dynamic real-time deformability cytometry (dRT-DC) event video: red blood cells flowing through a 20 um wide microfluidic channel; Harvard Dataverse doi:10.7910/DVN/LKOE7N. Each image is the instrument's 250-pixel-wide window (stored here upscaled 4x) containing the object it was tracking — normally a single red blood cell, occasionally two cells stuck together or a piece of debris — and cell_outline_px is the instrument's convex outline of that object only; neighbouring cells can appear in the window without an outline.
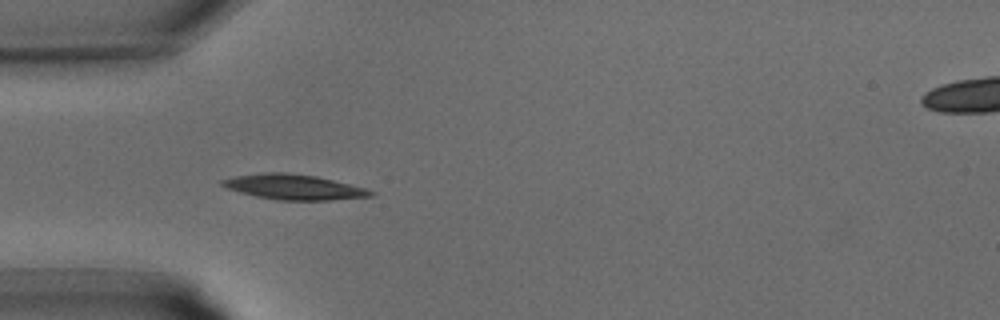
{"species": "common noctule bat (a hibernating species)", "species_latin": "Nyctalus noctula", "temperature_condition": "warm", "stored_images_in_passage": 32, "camera_frame_rate_fps": 3000, "um_per_image_px": 0.085, "animal": {"sex": "male", "body_mass_g": 15.6}, "frame": {"image": 1, "passage_image": 9, "time_ms": 2.667, "image_size_px": [1000, 320], "cell_outline_px": [[376, 192], [372, 196], [328, 200], [276, 200], [256, 196], [240, 192], [228, 188], [220, 184], [220, 180], [236, 176], [260, 172], [288, 172], [316, 176], [364, 188]], "centroid_in_image_um": [24.94, 15.89], "position_along_channel_um": 60.1, "area_um2": 21.62}}
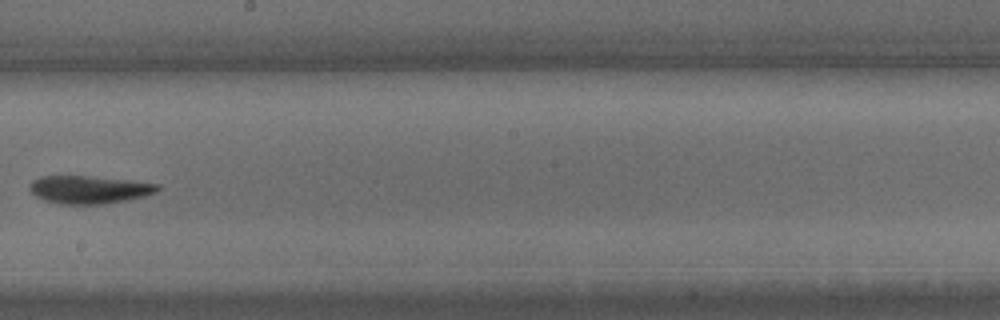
{"frame": {"image": 2, "passage_image": 18, "time_ms": 5.667, "image_size_px": [1000, 320], "cell_outline_px": [[160, 188], [156, 192], [144, 196], [128, 200], [104, 204], [60, 204], [44, 200], [36, 196], [28, 188], [32, 180], [40, 176], [88, 176], [128, 180], [160, 184]], "centroid_in_image_um": [7.57, 16.12], "position_along_channel_um": 240.6, "area_um2": 20.81}}
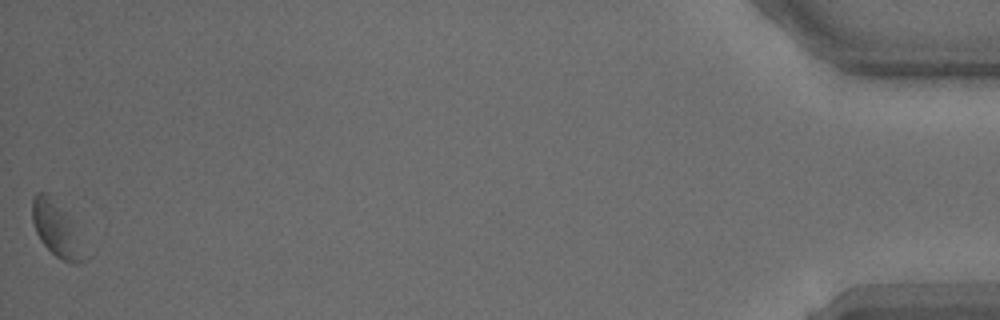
{"frame": {"image": 3, "passage_image": 32, "time_ms": 10.333, "image_size_px": [1000, 320], "cell_outline_px": [[80, 260], [72, 264], [60, 260], [40, 240], [36, 232], [32, 220], [32, 200], [36, 192], [48, 192], [64, 212]], "centroid_in_image_um": [4.54, 19.35], "position_along_channel_um": 430.7, "area_um2": 14.39}}